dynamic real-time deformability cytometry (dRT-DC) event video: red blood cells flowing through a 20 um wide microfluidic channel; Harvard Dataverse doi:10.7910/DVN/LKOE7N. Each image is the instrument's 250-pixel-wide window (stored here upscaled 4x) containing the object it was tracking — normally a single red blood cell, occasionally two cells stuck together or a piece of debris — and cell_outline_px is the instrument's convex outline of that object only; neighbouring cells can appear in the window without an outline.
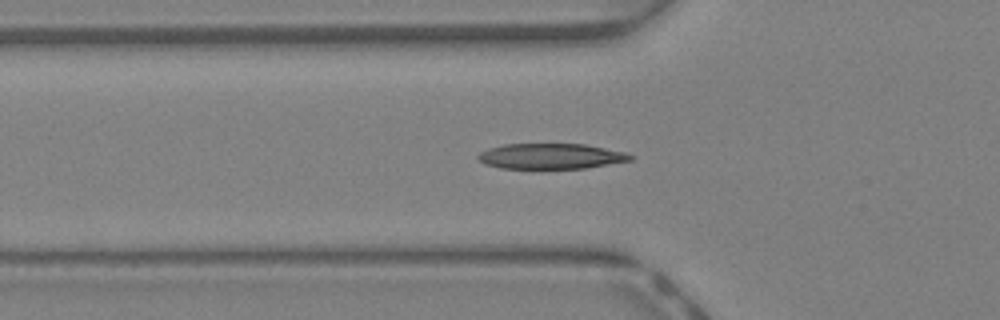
{"species": "Egyptian fruit bat (a non-hibernating species)", "species_latin": "Rousettus aegyptiacus", "temperature_condition": "warm", "stored_images_in_passage": 41, "camera_frame_rate_fps": 3000, "um_per_image_px": 0.085, "animal": {"sex": "female"}, "frame": {"image": 1, "passage_image": 11, "time_ms": 3.333, "image_size_px": [1000, 320], "cell_outline_px": [[636, 156], [632, 160], [584, 168], [500, 168], [484, 164], [476, 156], [480, 152], [488, 148], [504, 144], [584, 144], [624, 152]], "centroid_in_image_um": [46.8, 13.27], "position_along_channel_um": 79.0, "area_um2": 22.48}}
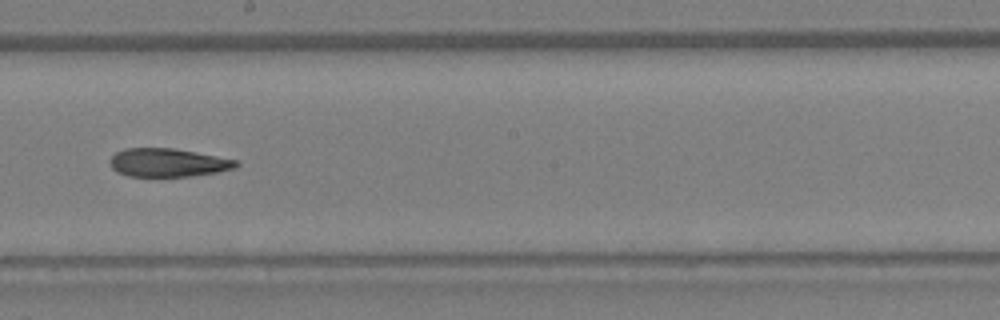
{"frame": {"image": 2, "passage_image": 21, "time_ms": 6.667, "image_size_px": [1000, 320], "cell_outline_px": [[240, 164], [236, 168], [216, 172], [192, 176], [128, 176], [116, 172], [112, 168], [108, 160], [116, 152], [124, 148], [172, 148], [236, 160]], "centroid_in_image_um": [14.23, 13.82], "position_along_channel_um": 234.0, "area_um2": 20.75}}
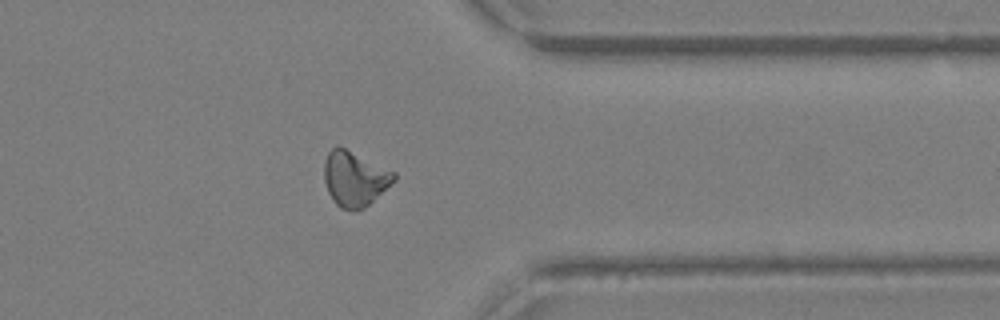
{"frame": {"image": 3, "passage_image": 31, "time_ms": 10.0, "image_size_px": [1000, 320], "cell_outline_px": [[396, 180], [364, 208], [356, 212], [352, 212], [340, 208], [332, 200], [328, 192], [324, 180], [324, 160], [328, 152], [336, 144], [396, 172]], "centroid_in_image_um": [30.13, 15.2], "position_along_channel_um": 381.3, "area_um2": 22.6}, "authors_computed_cell_mechanics": {"area_um2": 21.7906, "velocity_mm_per_s": 4.6396, "shape_relaxation_time_tau1_ms": 5.7771, "shape_relaxation_time_tau2_ms": 11.37, "deformation_change_tau1": 0.1934, "deformation_change_tau2": 0.2572}}